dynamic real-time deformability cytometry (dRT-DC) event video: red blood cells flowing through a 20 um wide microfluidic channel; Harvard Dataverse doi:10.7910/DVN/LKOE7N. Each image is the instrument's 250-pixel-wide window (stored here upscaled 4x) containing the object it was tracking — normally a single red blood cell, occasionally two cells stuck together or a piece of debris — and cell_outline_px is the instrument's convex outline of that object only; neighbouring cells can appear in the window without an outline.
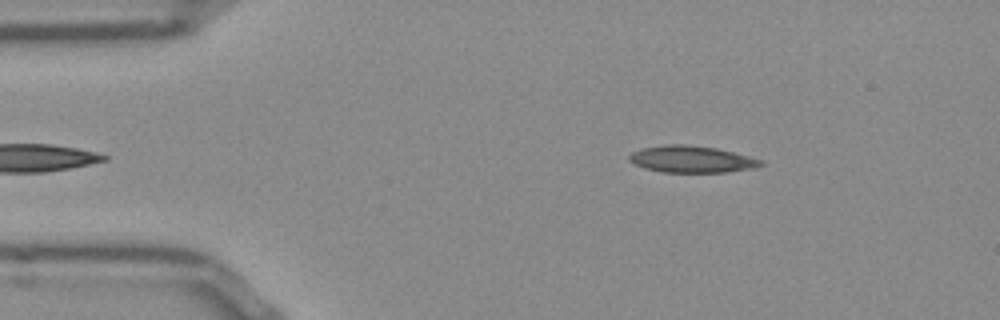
{"species": "Egyptian fruit bat (a non-hibernating species)", "species_latin": "Rousettus aegyptiacus", "temperature_condition": "room temperature", "stored_images_in_passage": 38, "camera_frame_rate_fps": 3000, "um_per_image_px": 0.085, "frame": {"image": 1, "passage_image": 2, "time_ms": 0.333, "image_size_px": [1000, 320], "cell_outline_px": [[764, 164], [756, 168], [728, 172], [660, 172], [644, 168], [628, 160], [628, 156], [632, 152], [640, 148], [664, 144], [688, 144], [716, 148], [764, 160]], "centroid_in_image_um": [58.78, 13.53], "position_along_channel_um": 26.2, "area_um2": 20.75}}
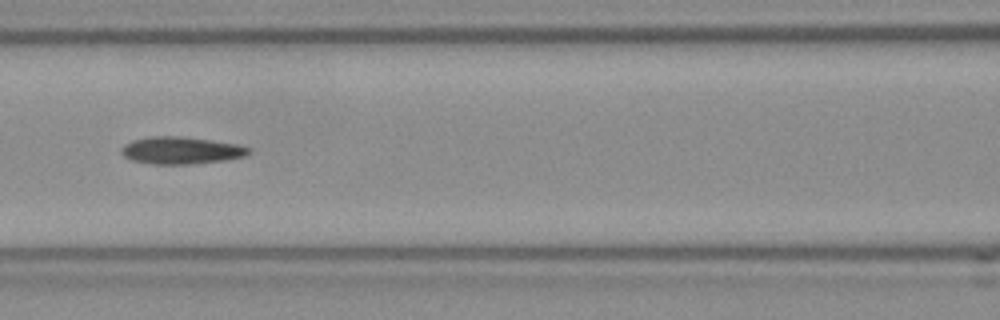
{"frame": {"image": 2, "passage_image": 16, "time_ms": 5.0, "image_size_px": [1000, 320], "cell_outline_px": [[252, 152], [244, 156], [224, 160], [192, 164], [152, 164], [132, 160], [124, 156], [120, 152], [120, 148], [124, 144], [132, 140], [152, 136], [180, 136], [212, 140], [236, 144], [252, 148]], "centroid_in_image_um": [15.38, 12.78], "position_along_channel_um": 151.2, "area_um2": 20.29}}
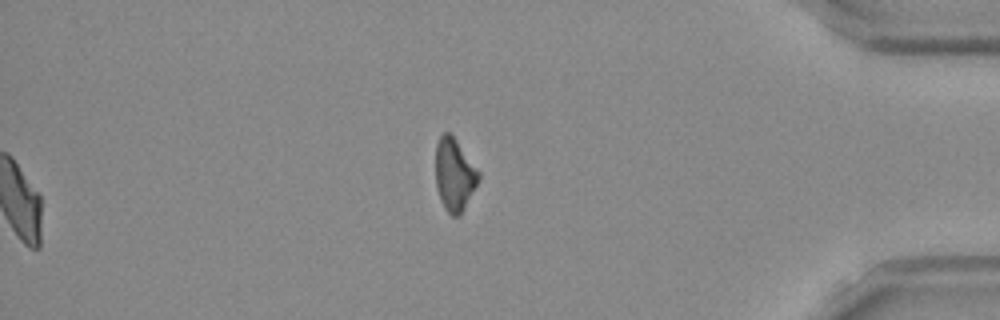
{"frame": {"image": 3, "passage_image": 38, "time_ms": 12.333, "image_size_px": [1000, 320], "cell_outline_px": [[480, 180], [460, 216], [452, 216], [444, 208], [440, 200], [436, 188], [436, 144], [440, 136], [444, 132], [448, 132], [456, 140], [480, 172]], "centroid_in_image_um": [38.63, 14.88], "position_along_channel_um": 396.6, "area_um2": 18.21}}